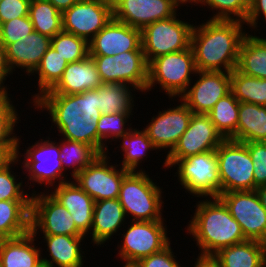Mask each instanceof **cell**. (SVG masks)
<instances>
[{
    "instance_id": "c3c4849f",
    "label": "cell",
    "mask_w": 266,
    "mask_h": 267,
    "mask_svg": "<svg viewBox=\"0 0 266 267\" xmlns=\"http://www.w3.org/2000/svg\"><path fill=\"white\" fill-rule=\"evenodd\" d=\"M12 73L11 69L9 68L7 59H6V52L5 47L0 43V92H9L8 85L5 84L6 78L11 76Z\"/></svg>"
},
{
    "instance_id": "8992f818",
    "label": "cell",
    "mask_w": 266,
    "mask_h": 267,
    "mask_svg": "<svg viewBox=\"0 0 266 267\" xmlns=\"http://www.w3.org/2000/svg\"><path fill=\"white\" fill-rule=\"evenodd\" d=\"M196 72L191 46L186 50L160 55L148 63L146 93L158 84L171 101H176L175 98H180L186 92Z\"/></svg>"
},
{
    "instance_id": "ba28073f",
    "label": "cell",
    "mask_w": 266,
    "mask_h": 267,
    "mask_svg": "<svg viewBox=\"0 0 266 267\" xmlns=\"http://www.w3.org/2000/svg\"><path fill=\"white\" fill-rule=\"evenodd\" d=\"M165 220L131 221L118 244L117 256L121 264H136L141 258L158 253L167 247L171 241L167 235ZM125 231V232H124Z\"/></svg>"
},
{
    "instance_id": "6f0895ef",
    "label": "cell",
    "mask_w": 266,
    "mask_h": 267,
    "mask_svg": "<svg viewBox=\"0 0 266 267\" xmlns=\"http://www.w3.org/2000/svg\"><path fill=\"white\" fill-rule=\"evenodd\" d=\"M247 4L249 5L253 0H245Z\"/></svg>"
},
{
    "instance_id": "60d3db41",
    "label": "cell",
    "mask_w": 266,
    "mask_h": 267,
    "mask_svg": "<svg viewBox=\"0 0 266 267\" xmlns=\"http://www.w3.org/2000/svg\"><path fill=\"white\" fill-rule=\"evenodd\" d=\"M51 47L68 63L80 61L89 55L85 39L63 30L51 38Z\"/></svg>"
},
{
    "instance_id": "83f0119b",
    "label": "cell",
    "mask_w": 266,
    "mask_h": 267,
    "mask_svg": "<svg viewBox=\"0 0 266 267\" xmlns=\"http://www.w3.org/2000/svg\"><path fill=\"white\" fill-rule=\"evenodd\" d=\"M237 142H266V106L240 102L236 133Z\"/></svg>"
},
{
    "instance_id": "816d5d0a",
    "label": "cell",
    "mask_w": 266,
    "mask_h": 267,
    "mask_svg": "<svg viewBox=\"0 0 266 267\" xmlns=\"http://www.w3.org/2000/svg\"><path fill=\"white\" fill-rule=\"evenodd\" d=\"M262 206L266 209V185L256 188Z\"/></svg>"
},
{
    "instance_id": "4dcf8cb0",
    "label": "cell",
    "mask_w": 266,
    "mask_h": 267,
    "mask_svg": "<svg viewBox=\"0 0 266 267\" xmlns=\"http://www.w3.org/2000/svg\"><path fill=\"white\" fill-rule=\"evenodd\" d=\"M31 200H0V234L14 238L30 231Z\"/></svg>"
},
{
    "instance_id": "7bdbcfd3",
    "label": "cell",
    "mask_w": 266,
    "mask_h": 267,
    "mask_svg": "<svg viewBox=\"0 0 266 267\" xmlns=\"http://www.w3.org/2000/svg\"><path fill=\"white\" fill-rule=\"evenodd\" d=\"M34 31L29 16L19 17L0 25V43L6 48L9 44L31 34Z\"/></svg>"
},
{
    "instance_id": "9f6ffc18",
    "label": "cell",
    "mask_w": 266,
    "mask_h": 267,
    "mask_svg": "<svg viewBox=\"0 0 266 267\" xmlns=\"http://www.w3.org/2000/svg\"><path fill=\"white\" fill-rule=\"evenodd\" d=\"M5 238L0 234V242L3 241Z\"/></svg>"
},
{
    "instance_id": "680465c9",
    "label": "cell",
    "mask_w": 266,
    "mask_h": 267,
    "mask_svg": "<svg viewBox=\"0 0 266 267\" xmlns=\"http://www.w3.org/2000/svg\"><path fill=\"white\" fill-rule=\"evenodd\" d=\"M105 1H108V2H111V3H113L115 0H105Z\"/></svg>"
},
{
    "instance_id": "7402d4cb",
    "label": "cell",
    "mask_w": 266,
    "mask_h": 267,
    "mask_svg": "<svg viewBox=\"0 0 266 267\" xmlns=\"http://www.w3.org/2000/svg\"><path fill=\"white\" fill-rule=\"evenodd\" d=\"M51 46V38L33 31L5 48L6 59L12 73L15 69L30 75L39 66L43 55Z\"/></svg>"
},
{
    "instance_id": "8fae6325",
    "label": "cell",
    "mask_w": 266,
    "mask_h": 267,
    "mask_svg": "<svg viewBox=\"0 0 266 267\" xmlns=\"http://www.w3.org/2000/svg\"><path fill=\"white\" fill-rule=\"evenodd\" d=\"M43 191L39 193L35 189L31 190L30 231L36 237L42 235L39 233H43V235L85 236L76 227L71 213L48 191Z\"/></svg>"
},
{
    "instance_id": "f6af8a7d",
    "label": "cell",
    "mask_w": 266,
    "mask_h": 267,
    "mask_svg": "<svg viewBox=\"0 0 266 267\" xmlns=\"http://www.w3.org/2000/svg\"><path fill=\"white\" fill-rule=\"evenodd\" d=\"M170 243L162 251L141 258L135 265L136 267H183L175 258V252Z\"/></svg>"
},
{
    "instance_id": "f1b7e54d",
    "label": "cell",
    "mask_w": 266,
    "mask_h": 267,
    "mask_svg": "<svg viewBox=\"0 0 266 267\" xmlns=\"http://www.w3.org/2000/svg\"><path fill=\"white\" fill-rule=\"evenodd\" d=\"M118 140L119 142H122L118 144L119 147H116V149L118 148L117 152H120V150L121 152H124L121 154L123 158L120 163L122 164L119 163L118 165H121L123 169L135 172L145 171L143 167L142 169L140 167L142 161H146L150 151L156 150L157 154V149L152 144L144 129L139 130L137 128H132L126 134H123L122 136H119L117 140H114V143L118 142Z\"/></svg>"
},
{
    "instance_id": "7c38bea8",
    "label": "cell",
    "mask_w": 266,
    "mask_h": 267,
    "mask_svg": "<svg viewBox=\"0 0 266 267\" xmlns=\"http://www.w3.org/2000/svg\"><path fill=\"white\" fill-rule=\"evenodd\" d=\"M103 83L119 82L146 94L148 63L143 51H127L115 56H91Z\"/></svg>"
},
{
    "instance_id": "f5cc1de1",
    "label": "cell",
    "mask_w": 266,
    "mask_h": 267,
    "mask_svg": "<svg viewBox=\"0 0 266 267\" xmlns=\"http://www.w3.org/2000/svg\"><path fill=\"white\" fill-rule=\"evenodd\" d=\"M182 9V6L184 7L186 4H191V7L193 5L196 6L198 0H174Z\"/></svg>"
},
{
    "instance_id": "ab89813d",
    "label": "cell",
    "mask_w": 266,
    "mask_h": 267,
    "mask_svg": "<svg viewBox=\"0 0 266 267\" xmlns=\"http://www.w3.org/2000/svg\"><path fill=\"white\" fill-rule=\"evenodd\" d=\"M133 113H113L102 114L97 124L98 136L102 139V154H109L107 144L116 140L119 136L126 134L133 127L129 120L133 117ZM131 116V118H130ZM128 126V127H127ZM109 140V141H108ZM107 141L109 143H107Z\"/></svg>"
},
{
    "instance_id": "e575fe53",
    "label": "cell",
    "mask_w": 266,
    "mask_h": 267,
    "mask_svg": "<svg viewBox=\"0 0 266 267\" xmlns=\"http://www.w3.org/2000/svg\"><path fill=\"white\" fill-rule=\"evenodd\" d=\"M67 65L68 62L50 46L43 55L39 66L31 74V76H35L34 78L38 77L36 85L38 86L37 90H39L38 93L31 95L33 102L59 81Z\"/></svg>"
},
{
    "instance_id": "44dd1931",
    "label": "cell",
    "mask_w": 266,
    "mask_h": 267,
    "mask_svg": "<svg viewBox=\"0 0 266 267\" xmlns=\"http://www.w3.org/2000/svg\"><path fill=\"white\" fill-rule=\"evenodd\" d=\"M53 189V190H52ZM70 213L76 227L89 236L93 221L95 200L82 190L74 180L64 182L46 191Z\"/></svg>"
},
{
    "instance_id": "ac0fdd59",
    "label": "cell",
    "mask_w": 266,
    "mask_h": 267,
    "mask_svg": "<svg viewBox=\"0 0 266 267\" xmlns=\"http://www.w3.org/2000/svg\"><path fill=\"white\" fill-rule=\"evenodd\" d=\"M197 80L189 84L180 99L193 114H207L215 104L231 92V79L228 72L198 71ZM196 81V82H195Z\"/></svg>"
},
{
    "instance_id": "f546056e",
    "label": "cell",
    "mask_w": 266,
    "mask_h": 267,
    "mask_svg": "<svg viewBox=\"0 0 266 267\" xmlns=\"http://www.w3.org/2000/svg\"><path fill=\"white\" fill-rule=\"evenodd\" d=\"M244 36L238 55L236 69L249 76L259 79L266 78V38L262 35L249 34Z\"/></svg>"
},
{
    "instance_id": "7a4b0ae2",
    "label": "cell",
    "mask_w": 266,
    "mask_h": 267,
    "mask_svg": "<svg viewBox=\"0 0 266 267\" xmlns=\"http://www.w3.org/2000/svg\"><path fill=\"white\" fill-rule=\"evenodd\" d=\"M193 25L191 44L198 71L231 73L237 66L239 48L248 33L238 20H207ZM245 29V30H244Z\"/></svg>"
},
{
    "instance_id": "2e32d148",
    "label": "cell",
    "mask_w": 266,
    "mask_h": 267,
    "mask_svg": "<svg viewBox=\"0 0 266 267\" xmlns=\"http://www.w3.org/2000/svg\"><path fill=\"white\" fill-rule=\"evenodd\" d=\"M224 140L207 114H192L189 126L174 149L164 158L162 167L166 170L176 160L216 150Z\"/></svg>"
},
{
    "instance_id": "9a60e30c",
    "label": "cell",
    "mask_w": 266,
    "mask_h": 267,
    "mask_svg": "<svg viewBox=\"0 0 266 267\" xmlns=\"http://www.w3.org/2000/svg\"><path fill=\"white\" fill-rule=\"evenodd\" d=\"M113 18V5L105 0H78L62 12L63 31L89 42Z\"/></svg>"
},
{
    "instance_id": "3957f363",
    "label": "cell",
    "mask_w": 266,
    "mask_h": 267,
    "mask_svg": "<svg viewBox=\"0 0 266 267\" xmlns=\"http://www.w3.org/2000/svg\"><path fill=\"white\" fill-rule=\"evenodd\" d=\"M202 199L196 203L194 215L185 226L187 233L196 241L199 254L215 255L225 247L247 240L240 224L218 197Z\"/></svg>"
},
{
    "instance_id": "4316f807",
    "label": "cell",
    "mask_w": 266,
    "mask_h": 267,
    "mask_svg": "<svg viewBox=\"0 0 266 267\" xmlns=\"http://www.w3.org/2000/svg\"><path fill=\"white\" fill-rule=\"evenodd\" d=\"M214 256L221 267H266V243L246 240L225 247Z\"/></svg>"
},
{
    "instance_id": "d6986e66",
    "label": "cell",
    "mask_w": 266,
    "mask_h": 267,
    "mask_svg": "<svg viewBox=\"0 0 266 267\" xmlns=\"http://www.w3.org/2000/svg\"><path fill=\"white\" fill-rule=\"evenodd\" d=\"M112 5L114 19L140 30L180 10L174 0H115Z\"/></svg>"
},
{
    "instance_id": "1f68e13d",
    "label": "cell",
    "mask_w": 266,
    "mask_h": 267,
    "mask_svg": "<svg viewBox=\"0 0 266 267\" xmlns=\"http://www.w3.org/2000/svg\"><path fill=\"white\" fill-rule=\"evenodd\" d=\"M136 91L130 85L119 82L102 83L97 88L99 111L102 114L133 113Z\"/></svg>"
},
{
    "instance_id": "db71d44e",
    "label": "cell",
    "mask_w": 266,
    "mask_h": 267,
    "mask_svg": "<svg viewBox=\"0 0 266 267\" xmlns=\"http://www.w3.org/2000/svg\"><path fill=\"white\" fill-rule=\"evenodd\" d=\"M36 267H51L49 264L45 263V262H41L39 263Z\"/></svg>"
},
{
    "instance_id": "8d00e7d4",
    "label": "cell",
    "mask_w": 266,
    "mask_h": 267,
    "mask_svg": "<svg viewBox=\"0 0 266 267\" xmlns=\"http://www.w3.org/2000/svg\"><path fill=\"white\" fill-rule=\"evenodd\" d=\"M231 92L239 102L266 106V78L245 75L236 68L230 73Z\"/></svg>"
},
{
    "instance_id": "4fadbf2b",
    "label": "cell",
    "mask_w": 266,
    "mask_h": 267,
    "mask_svg": "<svg viewBox=\"0 0 266 267\" xmlns=\"http://www.w3.org/2000/svg\"><path fill=\"white\" fill-rule=\"evenodd\" d=\"M218 198L240 224L247 240L266 243V209L256 190L225 192L219 194Z\"/></svg>"
},
{
    "instance_id": "603a6c76",
    "label": "cell",
    "mask_w": 266,
    "mask_h": 267,
    "mask_svg": "<svg viewBox=\"0 0 266 267\" xmlns=\"http://www.w3.org/2000/svg\"><path fill=\"white\" fill-rule=\"evenodd\" d=\"M102 80L91 56L68 63L59 81L43 94H79L97 89Z\"/></svg>"
},
{
    "instance_id": "52a82bcc",
    "label": "cell",
    "mask_w": 266,
    "mask_h": 267,
    "mask_svg": "<svg viewBox=\"0 0 266 267\" xmlns=\"http://www.w3.org/2000/svg\"><path fill=\"white\" fill-rule=\"evenodd\" d=\"M172 167H177L175 176L186 193L200 199L218 197L221 194L216 150L176 160L170 169Z\"/></svg>"
},
{
    "instance_id": "74e56055",
    "label": "cell",
    "mask_w": 266,
    "mask_h": 267,
    "mask_svg": "<svg viewBox=\"0 0 266 267\" xmlns=\"http://www.w3.org/2000/svg\"><path fill=\"white\" fill-rule=\"evenodd\" d=\"M240 102L230 92L207 113L215 129L224 139H230L237 130Z\"/></svg>"
},
{
    "instance_id": "7dc6e473",
    "label": "cell",
    "mask_w": 266,
    "mask_h": 267,
    "mask_svg": "<svg viewBox=\"0 0 266 267\" xmlns=\"http://www.w3.org/2000/svg\"><path fill=\"white\" fill-rule=\"evenodd\" d=\"M260 16L264 18H261ZM259 18L262 20L264 19L263 22L266 23V0H253L249 4V11L245 21L246 26H248V30L249 28H251V32H253L252 30L254 29L257 31L260 30L257 29L260 26L258 25L260 22Z\"/></svg>"
},
{
    "instance_id": "6da1fadb",
    "label": "cell",
    "mask_w": 266,
    "mask_h": 267,
    "mask_svg": "<svg viewBox=\"0 0 266 267\" xmlns=\"http://www.w3.org/2000/svg\"><path fill=\"white\" fill-rule=\"evenodd\" d=\"M29 103L37 111L48 112L51 116L48 118L53 123L51 128L54 125L58 136H63L61 139L86 143L102 155V139L97 133L98 120L102 115L97 102V89L71 95L42 94Z\"/></svg>"
},
{
    "instance_id": "836d02e7",
    "label": "cell",
    "mask_w": 266,
    "mask_h": 267,
    "mask_svg": "<svg viewBox=\"0 0 266 267\" xmlns=\"http://www.w3.org/2000/svg\"><path fill=\"white\" fill-rule=\"evenodd\" d=\"M59 148L63 170L69 172L72 169V172H69L71 179L100 155L92 146L78 141L59 139Z\"/></svg>"
},
{
    "instance_id": "681fc988",
    "label": "cell",
    "mask_w": 266,
    "mask_h": 267,
    "mask_svg": "<svg viewBox=\"0 0 266 267\" xmlns=\"http://www.w3.org/2000/svg\"><path fill=\"white\" fill-rule=\"evenodd\" d=\"M192 267H221L219 260L214 255L198 254Z\"/></svg>"
},
{
    "instance_id": "d4e9b609",
    "label": "cell",
    "mask_w": 266,
    "mask_h": 267,
    "mask_svg": "<svg viewBox=\"0 0 266 267\" xmlns=\"http://www.w3.org/2000/svg\"><path fill=\"white\" fill-rule=\"evenodd\" d=\"M36 240V236L29 231L24 235L1 241L0 267H36L42 262L43 255L40 242L37 245Z\"/></svg>"
},
{
    "instance_id": "30bf717a",
    "label": "cell",
    "mask_w": 266,
    "mask_h": 267,
    "mask_svg": "<svg viewBox=\"0 0 266 267\" xmlns=\"http://www.w3.org/2000/svg\"><path fill=\"white\" fill-rule=\"evenodd\" d=\"M216 156L221 193L254 190L253 161L245 143L225 139Z\"/></svg>"
},
{
    "instance_id": "5bb4252c",
    "label": "cell",
    "mask_w": 266,
    "mask_h": 267,
    "mask_svg": "<svg viewBox=\"0 0 266 267\" xmlns=\"http://www.w3.org/2000/svg\"><path fill=\"white\" fill-rule=\"evenodd\" d=\"M108 154L99 155L84 168L73 180L95 202L116 199L124 177L130 172L119 165L110 163Z\"/></svg>"
},
{
    "instance_id": "f35d334b",
    "label": "cell",
    "mask_w": 266,
    "mask_h": 267,
    "mask_svg": "<svg viewBox=\"0 0 266 267\" xmlns=\"http://www.w3.org/2000/svg\"><path fill=\"white\" fill-rule=\"evenodd\" d=\"M15 164L16 166L20 164L17 156L0 160V200H31L32 194L28 190L26 192L23 187L25 180L21 177L19 182L20 178H17L19 175L13 171Z\"/></svg>"
},
{
    "instance_id": "11a10c76",
    "label": "cell",
    "mask_w": 266,
    "mask_h": 267,
    "mask_svg": "<svg viewBox=\"0 0 266 267\" xmlns=\"http://www.w3.org/2000/svg\"><path fill=\"white\" fill-rule=\"evenodd\" d=\"M123 267H136L135 264H123Z\"/></svg>"
},
{
    "instance_id": "5b68a950",
    "label": "cell",
    "mask_w": 266,
    "mask_h": 267,
    "mask_svg": "<svg viewBox=\"0 0 266 267\" xmlns=\"http://www.w3.org/2000/svg\"><path fill=\"white\" fill-rule=\"evenodd\" d=\"M21 138L22 137L17 136V152L15 156L19 159H21L20 156L23 158V160L19 161L22 173L24 175L27 174L26 177H24V180L26 178L28 180L27 185L24 186L25 188L29 187L27 189L30 190L33 185L40 184V186H42L44 184L43 186L51 189L54 186L72 180L71 178H67L68 173L65 175L66 172L63 170L59 158V142H56L55 139L54 141L51 140L53 138L49 136H47L45 140L43 139L44 137H42L31 146L28 145L23 155V153L21 154L19 151L21 149Z\"/></svg>"
},
{
    "instance_id": "d590c367",
    "label": "cell",
    "mask_w": 266,
    "mask_h": 267,
    "mask_svg": "<svg viewBox=\"0 0 266 267\" xmlns=\"http://www.w3.org/2000/svg\"><path fill=\"white\" fill-rule=\"evenodd\" d=\"M29 17L35 32L53 38L63 30L62 12L46 0H31Z\"/></svg>"
},
{
    "instance_id": "cb8c5ba5",
    "label": "cell",
    "mask_w": 266,
    "mask_h": 267,
    "mask_svg": "<svg viewBox=\"0 0 266 267\" xmlns=\"http://www.w3.org/2000/svg\"><path fill=\"white\" fill-rule=\"evenodd\" d=\"M126 214L118 198L96 201L90 236L93 245L101 247L127 224ZM120 228V229H119Z\"/></svg>"
},
{
    "instance_id": "e0dca14e",
    "label": "cell",
    "mask_w": 266,
    "mask_h": 267,
    "mask_svg": "<svg viewBox=\"0 0 266 267\" xmlns=\"http://www.w3.org/2000/svg\"><path fill=\"white\" fill-rule=\"evenodd\" d=\"M178 105L172 108H164L153 115L152 119L143 128L157 150H168L169 154L176 146L179 138L189 126L192 110L180 99Z\"/></svg>"
},
{
    "instance_id": "f907efd6",
    "label": "cell",
    "mask_w": 266,
    "mask_h": 267,
    "mask_svg": "<svg viewBox=\"0 0 266 267\" xmlns=\"http://www.w3.org/2000/svg\"><path fill=\"white\" fill-rule=\"evenodd\" d=\"M46 1L52 3L58 11L63 12L69 9L78 0H46Z\"/></svg>"
},
{
    "instance_id": "b9f144b4",
    "label": "cell",
    "mask_w": 266,
    "mask_h": 267,
    "mask_svg": "<svg viewBox=\"0 0 266 267\" xmlns=\"http://www.w3.org/2000/svg\"><path fill=\"white\" fill-rule=\"evenodd\" d=\"M198 5L210 8L213 15L208 17L209 20H238L245 23L249 11L245 0H198Z\"/></svg>"
},
{
    "instance_id": "d6a6232c",
    "label": "cell",
    "mask_w": 266,
    "mask_h": 267,
    "mask_svg": "<svg viewBox=\"0 0 266 267\" xmlns=\"http://www.w3.org/2000/svg\"><path fill=\"white\" fill-rule=\"evenodd\" d=\"M11 97L8 92H0V155L3 158L16 155L18 134H15L14 128L22 116L18 114Z\"/></svg>"
},
{
    "instance_id": "ffe728a7",
    "label": "cell",
    "mask_w": 266,
    "mask_h": 267,
    "mask_svg": "<svg viewBox=\"0 0 266 267\" xmlns=\"http://www.w3.org/2000/svg\"><path fill=\"white\" fill-rule=\"evenodd\" d=\"M89 56H115L127 51H143L141 30L114 18L89 42Z\"/></svg>"
},
{
    "instance_id": "bcb514c9",
    "label": "cell",
    "mask_w": 266,
    "mask_h": 267,
    "mask_svg": "<svg viewBox=\"0 0 266 267\" xmlns=\"http://www.w3.org/2000/svg\"><path fill=\"white\" fill-rule=\"evenodd\" d=\"M31 0H2L0 2V25L15 18L29 16Z\"/></svg>"
},
{
    "instance_id": "9c48e42d",
    "label": "cell",
    "mask_w": 266,
    "mask_h": 267,
    "mask_svg": "<svg viewBox=\"0 0 266 267\" xmlns=\"http://www.w3.org/2000/svg\"><path fill=\"white\" fill-rule=\"evenodd\" d=\"M193 23L174 16L158 20L141 30L142 49L146 62L173 52L186 50L191 44Z\"/></svg>"
},
{
    "instance_id": "484cf974",
    "label": "cell",
    "mask_w": 266,
    "mask_h": 267,
    "mask_svg": "<svg viewBox=\"0 0 266 267\" xmlns=\"http://www.w3.org/2000/svg\"><path fill=\"white\" fill-rule=\"evenodd\" d=\"M42 242L46 243L45 253L42 261L51 267H83L85 251L81 244L84 243L87 236H69V235H43ZM84 240V241H83ZM82 242V243H81ZM84 254V256H83ZM45 256V257H44Z\"/></svg>"
},
{
    "instance_id": "277c9868",
    "label": "cell",
    "mask_w": 266,
    "mask_h": 267,
    "mask_svg": "<svg viewBox=\"0 0 266 267\" xmlns=\"http://www.w3.org/2000/svg\"><path fill=\"white\" fill-rule=\"evenodd\" d=\"M146 171H130L123 179L118 200L128 220L158 221L163 217V189Z\"/></svg>"
},
{
    "instance_id": "ee69618b",
    "label": "cell",
    "mask_w": 266,
    "mask_h": 267,
    "mask_svg": "<svg viewBox=\"0 0 266 267\" xmlns=\"http://www.w3.org/2000/svg\"><path fill=\"white\" fill-rule=\"evenodd\" d=\"M253 161L254 190L266 185V142H246Z\"/></svg>"
}]
</instances>
